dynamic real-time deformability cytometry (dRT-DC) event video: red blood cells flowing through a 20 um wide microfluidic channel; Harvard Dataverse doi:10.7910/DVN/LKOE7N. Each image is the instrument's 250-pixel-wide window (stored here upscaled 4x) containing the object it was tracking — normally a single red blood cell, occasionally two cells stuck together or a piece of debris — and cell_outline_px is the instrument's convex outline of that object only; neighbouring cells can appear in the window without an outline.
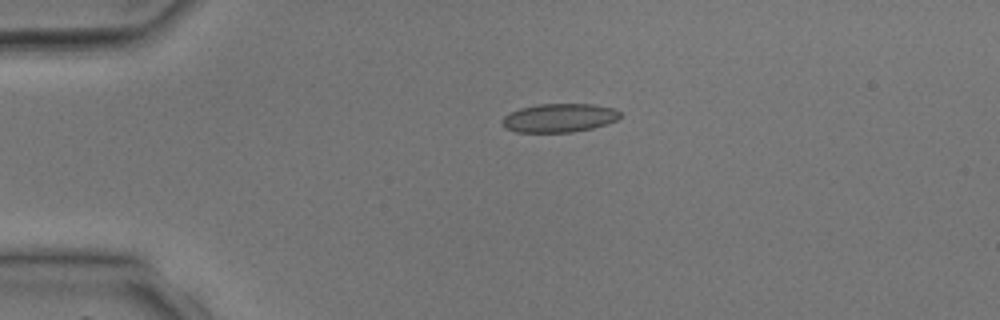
{"species": "common noctule bat (a hibernating species)", "species_latin": "Nyctalus noctula", "temperature_condition": "room temperature", "stored_images_in_passage": 5, "camera_frame_rate_fps": 3000, "um_per_image_px": 0.085, "animal": {"sex": "male", "body_mass_g": 17.9, "forearm_length_mm": 54.2}, "frame": {"image": 1, "passage_image": 3, "time_ms": 2.333, "image_size_px": [1000, 320], "cell_outline_px": [[620, 116], [616, 120], [592, 128], [572, 132], [516, 132], [504, 128], [500, 120], [504, 116], [520, 108], [540, 104], [596, 104], [612, 108], [620, 112]], "centroid_in_image_um": [47.5, 10.02], "position_along_channel_um": 37.5, "area_um2": 19.59}}
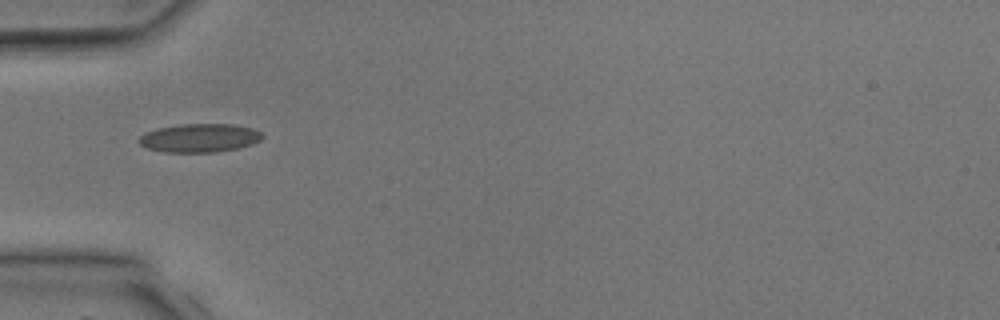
{"frame": {"image": 2, "passage_image": 4, "time_ms": 3.667, "image_size_px": [1000, 320], "cell_outline_px": [[264, 136], [260, 140], [252, 144], [236, 148], [216, 152], [164, 152], [148, 148], [140, 144], [136, 140], [140, 136], [156, 128], [180, 124], [232, 124], [252, 128], [260, 132]], "centroid_in_image_um": [16.95, 11.72], "position_along_channel_um": 68.1, "area_um2": 20.46}}